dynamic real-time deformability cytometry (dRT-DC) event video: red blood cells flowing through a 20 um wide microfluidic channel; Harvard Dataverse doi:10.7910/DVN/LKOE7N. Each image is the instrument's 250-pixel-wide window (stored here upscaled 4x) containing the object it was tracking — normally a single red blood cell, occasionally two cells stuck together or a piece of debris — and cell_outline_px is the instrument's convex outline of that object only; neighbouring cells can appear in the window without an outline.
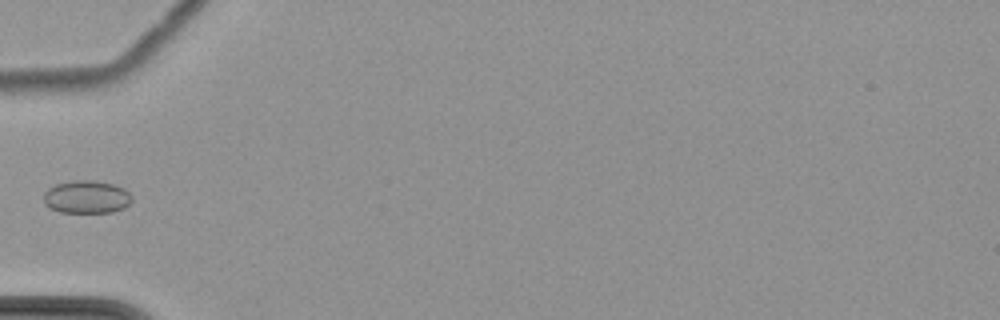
{"species": "common noctule bat (a hibernating species)", "species_latin": "Nyctalus noctula", "temperature_condition": "cold", "stored_images_in_passage": 7, "camera_frame_rate_fps": 3000, "um_per_image_px": 0.085, "animal": {"sex": "female", "body_mass_g": 22.7, "forearm_length_mm": 54.2}, "frame": {"image": 1, "passage_image": 6, "time_ms": 6.0, "image_size_px": [1000, 320], "cell_outline_px": [[132, 200], [124, 208], [112, 212], [60, 212], [44, 204], [44, 192], [48, 188], [56, 184], [72, 180], [96, 180], [112, 184], [124, 188], [132, 196]], "centroid_in_image_um": [7.36, 16.73], "position_along_channel_um": 77.6, "area_um2": 16.94}}
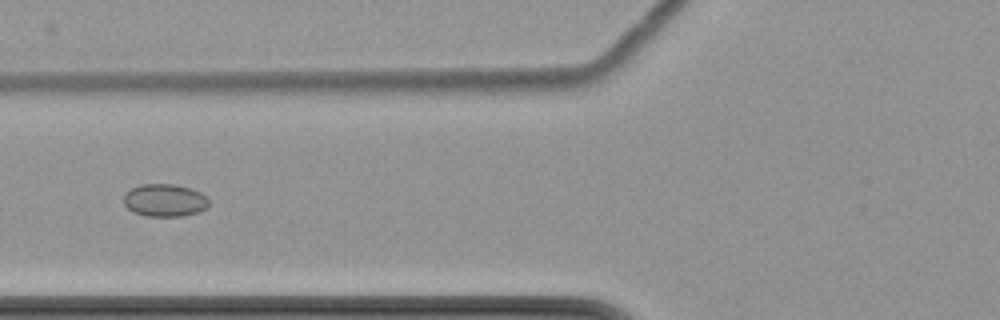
{"frame": {"image": 2, "passage_image": 7, "time_ms": 7.0, "image_size_px": [1000, 320], "cell_outline_px": [[208, 204], [204, 208], [196, 212], [180, 216], [148, 216], [132, 212], [124, 204], [124, 192], [140, 184], [176, 184], [192, 188], [208, 196]], "centroid_in_image_um": [13.98, 17.0], "position_along_channel_um": 111.8, "area_um2": 16.24}}